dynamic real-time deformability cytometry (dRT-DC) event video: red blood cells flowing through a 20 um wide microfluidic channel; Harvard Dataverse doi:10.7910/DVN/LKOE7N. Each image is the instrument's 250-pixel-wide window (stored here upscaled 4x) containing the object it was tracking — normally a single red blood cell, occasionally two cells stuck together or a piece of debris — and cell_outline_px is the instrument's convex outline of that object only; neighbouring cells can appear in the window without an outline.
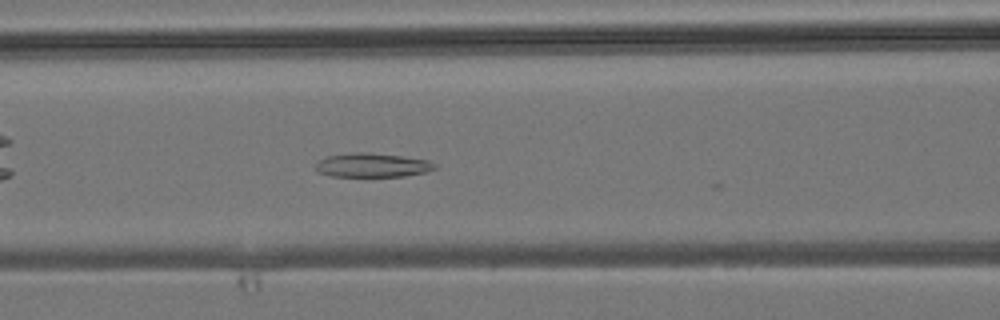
{"species": "common noctule bat (a hibernating species)", "species_latin": "Nyctalus noctula", "temperature_condition": "room temperature", "stored_images_in_passage": 10, "camera_frame_rate_fps": 3000, "um_per_image_px": 0.085, "animal": {"sex": "male", "body_mass_g": 19.2, "forearm_length_mm": 51.8}, "frame": {"image": 1, "passage_image": 8, "time_ms": 2.333, "image_size_px": [1000, 320], "cell_outline_px": [[436, 168], [424, 172], [404, 176], [332, 176], [316, 172], [312, 168], [320, 160], [328, 156], [352, 152], [368, 152], [400, 156], [428, 160], [436, 164]], "centroid_in_image_um": [31.59, 14.04], "position_along_channel_um": 135.0, "area_um2": 16.65}}